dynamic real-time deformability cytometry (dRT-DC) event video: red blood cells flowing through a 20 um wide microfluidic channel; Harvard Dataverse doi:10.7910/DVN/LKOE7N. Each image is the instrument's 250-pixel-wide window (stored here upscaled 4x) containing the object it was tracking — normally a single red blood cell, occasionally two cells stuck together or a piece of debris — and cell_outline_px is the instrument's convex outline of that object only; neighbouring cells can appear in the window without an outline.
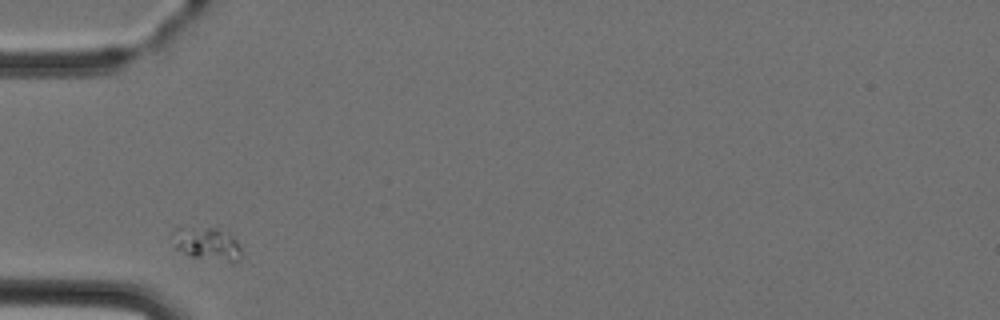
{"species": "Egyptian fruit bat (a non-hibernating species)", "species_latin": "Rousettus aegyptiacus", "temperature_condition": "cold", "stored_images_in_passage": 8, "camera_frame_rate_fps": 3000, "um_per_image_px": 0.085, "animal": {"sex": "female"}, "frame": {"image": 1, "passage_image": 1, "time_ms": 0.0, "image_size_px": [1000, 320], "cell_outline_px": [[240, 260], [232, 264], [192, 256], [176, 248], [172, 232], [172, 228], [216, 228], [232, 236], [236, 240], [240, 248]], "centroid_in_image_um": [17.63, 20.75], "position_along_channel_um": 67.4, "area_um2": 13.12}}